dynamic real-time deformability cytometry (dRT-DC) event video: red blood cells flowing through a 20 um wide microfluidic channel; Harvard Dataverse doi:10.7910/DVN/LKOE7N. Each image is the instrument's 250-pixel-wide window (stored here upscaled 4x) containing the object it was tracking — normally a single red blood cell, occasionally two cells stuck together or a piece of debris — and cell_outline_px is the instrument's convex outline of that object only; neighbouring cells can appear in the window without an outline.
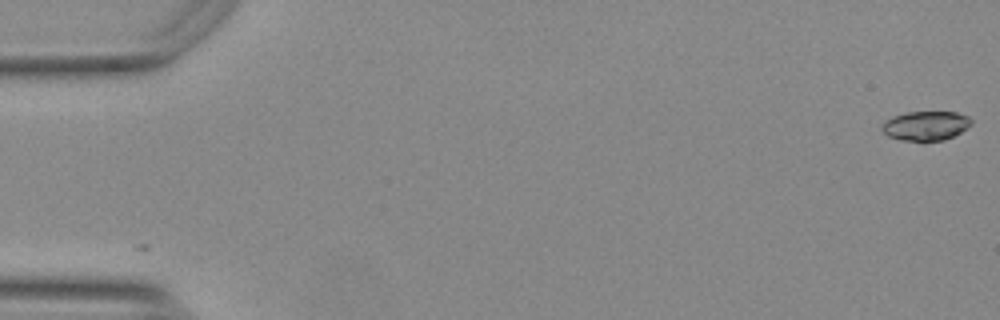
{"species": "Egyptian fruit bat (a non-hibernating species)", "species_latin": "Rousettus aegyptiacus", "temperature_condition": "warm", "stored_images_in_passage": 2, "camera_frame_rate_fps": 3000, "um_per_image_px": 0.085, "animal": {"sex": "female"}, "frame": {"image": 1, "passage_image": 1, "time_ms": 0.0, "image_size_px": [1000, 320], "cell_outline_px": [[972, 124], [968, 128], [944, 140], [900, 140], [888, 136], [880, 128], [884, 120], [892, 116], [904, 112], [956, 112], [968, 116], [972, 120]], "centroid_in_image_um": [78.67, 10.67], "position_along_channel_um": 6.3, "area_um2": 15.32}}